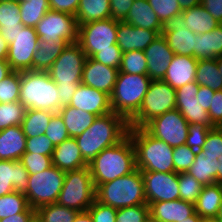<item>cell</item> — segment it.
Masks as SVG:
<instances>
[{
    "mask_svg": "<svg viewBox=\"0 0 222 222\" xmlns=\"http://www.w3.org/2000/svg\"><path fill=\"white\" fill-rule=\"evenodd\" d=\"M129 130V122L113 111L97 116L92 125L75 137L84 161L89 164L104 149L122 141Z\"/></svg>",
    "mask_w": 222,
    "mask_h": 222,
    "instance_id": "cell-1",
    "label": "cell"
},
{
    "mask_svg": "<svg viewBox=\"0 0 222 222\" xmlns=\"http://www.w3.org/2000/svg\"><path fill=\"white\" fill-rule=\"evenodd\" d=\"M95 188L134 172L136 167L135 148L129 135L118 144L104 149L88 164Z\"/></svg>",
    "mask_w": 222,
    "mask_h": 222,
    "instance_id": "cell-2",
    "label": "cell"
},
{
    "mask_svg": "<svg viewBox=\"0 0 222 222\" xmlns=\"http://www.w3.org/2000/svg\"><path fill=\"white\" fill-rule=\"evenodd\" d=\"M128 135L135 148L136 167L141 172H175L174 148L153 137L144 127L129 128Z\"/></svg>",
    "mask_w": 222,
    "mask_h": 222,
    "instance_id": "cell-3",
    "label": "cell"
},
{
    "mask_svg": "<svg viewBox=\"0 0 222 222\" xmlns=\"http://www.w3.org/2000/svg\"><path fill=\"white\" fill-rule=\"evenodd\" d=\"M60 101L57 85L48 72L21 71L19 102L26 109L57 113L61 109Z\"/></svg>",
    "mask_w": 222,
    "mask_h": 222,
    "instance_id": "cell-4",
    "label": "cell"
},
{
    "mask_svg": "<svg viewBox=\"0 0 222 222\" xmlns=\"http://www.w3.org/2000/svg\"><path fill=\"white\" fill-rule=\"evenodd\" d=\"M96 200L115 209L147 204L142 172H134L96 187Z\"/></svg>",
    "mask_w": 222,
    "mask_h": 222,
    "instance_id": "cell-5",
    "label": "cell"
},
{
    "mask_svg": "<svg viewBox=\"0 0 222 222\" xmlns=\"http://www.w3.org/2000/svg\"><path fill=\"white\" fill-rule=\"evenodd\" d=\"M150 82L148 75L119 72L110 95L112 111L129 121L139 111Z\"/></svg>",
    "mask_w": 222,
    "mask_h": 222,
    "instance_id": "cell-6",
    "label": "cell"
},
{
    "mask_svg": "<svg viewBox=\"0 0 222 222\" xmlns=\"http://www.w3.org/2000/svg\"><path fill=\"white\" fill-rule=\"evenodd\" d=\"M95 190L89 166L67 171L56 203L78 212H84L95 201Z\"/></svg>",
    "mask_w": 222,
    "mask_h": 222,
    "instance_id": "cell-7",
    "label": "cell"
},
{
    "mask_svg": "<svg viewBox=\"0 0 222 222\" xmlns=\"http://www.w3.org/2000/svg\"><path fill=\"white\" fill-rule=\"evenodd\" d=\"M176 109V90L163 80H151L139 111L128 121L129 128H142L153 118Z\"/></svg>",
    "mask_w": 222,
    "mask_h": 222,
    "instance_id": "cell-8",
    "label": "cell"
},
{
    "mask_svg": "<svg viewBox=\"0 0 222 222\" xmlns=\"http://www.w3.org/2000/svg\"><path fill=\"white\" fill-rule=\"evenodd\" d=\"M65 173L52 165L36 174H29L28 189L24 193L29 206L36 210L41 206L56 203L63 187Z\"/></svg>",
    "mask_w": 222,
    "mask_h": 222,
    "instance_id": "cell-9",
    "label": "cell"
},
{
    "mask_svg": "<svg viewBox=\"0 0 222 222\" xmlns=\"http://www.w3.org/2000/svg\"><path fill=\"white\" fill-rule=\"evenodd\" d=\"M118 20L108 18L78 24V40L87 57L105 49H121L117 45Z\"/></svg>",
    "mask_w": 222,
    "mask_h": 222,
    "instance_id": "cell-10",
    "label": "cell"
},
{
    "mask_svg": "<svg viewBox=\"0 0 222 222\" xmlns=\"http://www.w3.org/2000/svg\"><path fill=\"white\" fill-rule=\"evenodd\" d=\"M86 58L77 42L68 44L47 72L57 86H79Z\"/></svg>",
    "mask_w": 222,
    "mask_h": 222,
    "instance_id": "cell-11",
    "label": "cell"
},
{
    "mask_svg": "<svg viewBox=\"0 0 222 222\" xmlns=\"http://www.w3.org/2000/svg\"><path fill=\"white\" fill-rule=\"evenodd\" d=\"M43 41H64L69 44L78 40V23L74 15L49 10L35 27Z\"/></svg>",
    "mask_w": 222,
    "mask_h": 222,
    "instance_id": "cell-12",
    "label": "cell"
},
{
    "mask_svg": "<svg viewBox=\"0 0 222 222\" xmlns=\"http://www.w3.org/2000/svg\"><path fill=\"white\" fill-rule=\"evenodd\" d=\"M189 123L178 109L167 111L149 121L144 128L155 138L163 140L172 148L184 145Z\"/></svg>",
    "mask_w": 222,
    "mask_h": 222,
    "instance_id": "cell-13",
    "label": "cell"
},
{
    "mask_svg": "<svg viewBox=\"0 0 222 222\" xmlns=\"http://www.w3.org/2000/svg\"><path fill=\"white\" fill-rule=\"evenodd\" d=\"M39 37L35 28L24 26L9 44L6 61L13 71H33V56L38 47Z\"/></svg>",
    "mask_w": 222,
    "mask_h": 222,
    "instance_id": "cell-14",
    "label": "cell"
},
{
    "mask_svg": "<svg viewBox=\"0 0 222 222\" xmlns=\"http://www.w3.org/2000/svg\"><path fill=\"white\" fill-rule=\"evenodd\" d=\"M147 205L180 199L178 173L142 172Z\"/></svg>",
    "mask_w": 222,
    "mask_h": 222,
    "instance_id": "cell-15",
    "label": "cell"
},
{
    "mask_svg": "<svg viewBox=\"0 0 222 222\" xmlns=\"http://www.w3.org/2000/svg\"><path fill=\"white\" fill-rule=\"evenodd\" d=\"M161 34L176 55L196 58V34L186 28L182 13L167 20Z\"/></svg>",
    "mask_w": 222,
    "mask_h": 222,
    "instance_id": "cell-16",
    "label": "cell"
},
{
    "mask_svg": "<svg viewBox=\"0 0 222 222\" xmlns=\"http://www.w3.org/2000/svg\"><path fill=\"white\" fill-rule=\"evenodd\" d=\"M199 85L193 81L176 90V109L182 114L189 124L203 125L214 128L208 111L202 108L197 95Z\"/></svg>",
    "mask_w": 222,
    "mask_h": 222,
    "instance_id": "cell-17",
    "label": "cell"
},
{
    "mask_svg": "<svg viewBox=\"0 0 222 222\" xmlns=\"http://www.w3.org/2000/svg\"><path fill=\"white\" fill-rule=\"evenodd\" d=\"M69 106L96 116L112 112L109 94L83 84H79Z\"/></svg>",
    "mask_w": 222,
    "mask_h": 222,
    "instance_id": "cell-18",
    "label": "cell"
},
{
    "mask_svg": "<svg viewBox=\"0 0 222 222\" xmlns=\"http://www.w3.org/2000/svg\"><path fill=\"white\" fill-rule=\"evenodd\" d=\"M119 69L109 67L87 57L83 66L81 84L112 94Z\"/></svg>",
    "mask_w": 222,
    "mask_h": 222,
    "instance_id": "cell-19",
    "label": "cell"
},
{
    "mask_svg": "<svg viewBox=\"0 0 222 222\" xmlns=\"http://www.w3.org/2000/svg\"><path fill=\"white\" fill-rule=\"evenodd\" d=\"M147 75L151 80H163L175 53L160 34L145 50Z\"/></svg>",
    "mask_w": 222,
    "mask_h": 222,
    "instance_id": "cell-20",
    "label": "cell"
},
{
    "mask_svg": "<svg viewBox=\"0 0 222 222\" xmlns=\"http://www.w3.org/2000/svg\"><path fill=\"white\" fill-rule=\"evenodd\" d=\"M162 31H154L132 26L125 21H118L117 45L122 53L133 50L144 51Z\"/></svg>",
    "mask_w": 222,
    "mask_h": 222,
    "instance_id": "cell-21",
    "label": "cell"
},
{
    "mask_svg": "<svg viewBox=\"0 0 222 222\" xmlns=\"http://www.w3.org/2000/svg\"><path fill=\"white\" fill-rule=\"evenodd\" d=\"M29 173L20 160H0V196L13 191L25 193Z\"/></svg>",
    "mask_w": 222,
    "mask_h": 222,
    "instance_id": "cell-22",
    "label": "cell"
},
{
    "mask_svg": "<svg viewBox=\"0 0 222 222\" xmlns=\"http://www.w3.org/2000/svg\"><path fill=\"white\" fill-rule=\"evenodd\" d=\"M198 60L187 55H174L163 78L167 84L177 90L187 83L195 81Z\"/></svg>",
    "mask_w": 222,
    "mask_h": 222,
    "instance_id": "cell-23",
    "label": "cell"
},
{
    "mask_svg": "<svg viewBox=\"0 0 222 222\" xmlns=\"http://www.w3.org/2000/svg\"><path fill=\"white\" fill-rule=\"evenodd\" d=\"M195 213V205L181 199L149 204V214L159 222H181Z\"/></svg>",
    "mask_w": 222,
    "mask_h": 222,
    "instance_id": "cell-24",
    "label": "cell"
},
{
    "mask_svg": "<svg viewBox=\"0 0 222 222\" xmlns=\"http://www.w3.org/2000/svg\"><path fill=\"white\" fill-rule=\"evenodd\" d=\"M52 165L64 172L88 166L81 155L77 141L72 137L55 146Z\"/></svg>",
    "mask_w": 222,
    "mask_h": 222,
    "instance_id": "cell-25",
    "label": "cell"
},
{
    "mask_svg": "<svg viewBox=\"0 0 222 222\" xmlns=\"http://www.w3.org/2000/svg\"><path fill=\"white\" fill-rule=\"evenodd\" d=\"M21 125L0 130V160H20L26 149Z\"/></svg>",
    "mask_w": 222,
    "mask_h": 222,
    "instance_id": "cell-26",
    "label": "cell"
},
{
    "mask_svg": "<svg viewBox=\"0 0 222 222\" xmlns=\"http://www.w3.org/2000/svg\"><path fill=\"white\" fill-rule=\"evenodd\" d=\"M123 21L132 26L154 31H162L163 27L147 0H133V4Z\"/></svg>",
    "mask_w": 222,
    "mask_h": 222,
    "instance_id": "cell-27",
    "label": "cell"
},
{
    "mask_svg": "<svg viewBox=\"0 0 222 222\" xmlns=\"http://www.w3.org/2000/svg\"><path fill=\"white\" fill-rule=\"evenodd\" d=\"M222 202V184L204 185L195 204L201 218H216Z\"/></svg>",
    "mask_w": 222,
    "mask_h": 222,
    "instance_id": "cell-28",
    "label": "cell"
},
{
    "mask_svg": "<svg viewBox=\"0 0 222 222\" xmlns=\"http://www.w3.org/2000/svg\"><path fill=\"white\" fill-rule=\"evenodd\" d=\"M68 44L64 41L39 39L37 50L33 56V71L47 72Z\"/></svg>",
    "mask_w": 222,
    "mask_h": 222,
    "instance_id": "cell-29",
    "label": "cell"
},
{
    "mask_svg": "<svg viewBox=\"0 0 222 222\" xmlns=\"http://www.w3.org/2000/svg\"><path fill=\"white\" fill-rule=\"evenodd\" d=\"M222 56V24L212 31L196 34V59H215Z\"/></svg>",
    "mask_w": 222,
    "mask_h": 222,
    "instance_id": "cell-30",
    "label": "cell"
},
{
    "mask_svg": "<svg viewBox=\"0 0 222 222\" xmlns=\"http://www.w3.org/2000/svg\"><path fill=\"white\" fill-rule=\"evenodd\" d=\"M58 113L63 118L69 136L72 138H75L76 136L85 132L97 117L94 114L82 111L69 105L63 106Z\"/></svg>",
    "mask_w": 222,
    "mask_h": 222,
    "instance_id": "cell-31",
    "label": "cell"
},
{
    "mask_svg": "<svg viewBox=\"0 0 222 222\" xmlns=\"http://www.w3.org/2000/svg\"><path fill=\"white\" fill-rule=\"evenodd\" d=\"M75 17L78 24L111 18L110 0H80Z\"/></svg>",
    "mask_w": 222,
    "mask_h": 222,
    "instance_id": "cell-32",
    "label": "cell"
},
{
    "mask_svg": "<svg viewBox=\"0 0 222 222\" xmlns=\"http://www.w3.org/2000/svg\"><path fill=\"white\" fill-rule=\"evenodd\" d=\"M182 14L186 28L195 34L210 32L220 25L202 5L184 10Z\"/></svg>",
    "mask_w": 222,
    "mask_h": 222,
    "instance_id": "cell-33",
    "label": "cell"
},
{
    "mask_svg": "<svg viewBox=\"0 0 222 222\" xmlns=\"http://www.w3.org/2000/svg\"><path fill=\"white\" fill-rule=\"evenodd\" d=\"M202 151L205 160L210 165V175L217 183V170H220V156L222 155V127L209 130Z\"/></svg>",
    "mask_w": 222,
    "mask_h": 222,
    "instance_id": "cell-34",
    "label": "cell"
},
{
    "mask_svg": "<svg viewBox=\"0 0 222 222\" xmlns=\"http://www.w3.org/2000/svg\"><path fill=\"white\" fill-rule=\"evenodd\" d=\"M54 112L38 109H26L21 127L26 138L45 134Z\"/></svg>",
    "mask_w": 222,
    "mask_h": 222,
    "instance_id": "cell-35",
    "label": "cell"
},
{
    "mask_svg": "<svg viewBox=\"0 0 222 222\" xmlns=\"http://www.w3.org/2000/svg\"><path fill=\"white\" fill-rule=\"evenodd\" d=\"M195 82L214 91L222 90V76L216 58L198 60Z\"/></svg>",
    "mask_w": 222,
    "mask_h": 222,
    "instance_id": "cell-36",
    "label": "cell"
},
{
    "mask_svg": "<svg viewBox=\"0 0 222 222\" xmlns=\"http://www.w3.org/2000/svg\"><path fill=\"white\" fill-rule=\"evenodd\" d=\"M19 9L22 24L35 28L46 12L50 10L49 0L19 1Z\"/></svg>",
    "mask_w": 222,
    "mask_h": 222,
    "instance_id": "cell-37",
    "label": "cell"
},
{
    "mask_svg": "<svg viewBox=\"0 0 222 222\" xmlns=\"http://www.w3.org/2000/svg\"><path fill=\"white\" fill-rule=\"evenodd\" d=\"M36 213L42 222H74L78 211L53 203L39 207Z\"/></svg>",
    "mask_w": 222,
    "mask_h": 222,
    "instance_id": "cell-38",
    "label": "cell"
},
{
    "mask_svg": "<svg viewBox=\"0 0 222 222\" xmlns=\"http://www.w3.org/2000/svg\"><path fill=\"white\" fill-rule=\"evenodd\" d=\"M28 207L29 204L24 193L13 191L0 196V220L23 213Z\"/></svg>",
    "mask_w": 222,
    "mask_h": 222,
    "instance_id": "cell-39",
    "label": "cell"
},
{
    "mask_svg": "<svg viewBox=\"0 0 222 222\" xmlns=\"http://www.w3.org/2000/svg\"><path fill=\"white\" fill-rule=\"evenodd\" d=\"M25 112V106L19 101L0 103V130L21 125Z\"/></svg>",
    "mask_w": 222,
    "mask_h": 222,
    "instance_id": "cell-40",
    "label": "cell"
},
{
    "mask_svg": "<svg viewBox=\"0 0 222 222\" xmlns=\"http://www.w3.org/2000/svg\"><path fill=\"white\" fill-rule=\"evenodd\" d=\"M119 72L147 75V62L144 51L133 50L122 53Z\"/></svg>",
    "mask_w": 222,
    "mask_h": 222,
    "instance_id": "cell-41",
    "label": "cell"
},
{
    "mask_svg": "<svg viewBox=\"0 0 222 222\" xmlns=\"http://www.w3.org/2000/svg\"><path fill=\"white\" fill-rule=\"evenodd\" d=\"M178 183L180 199L195 205L204 185L188 172L178 173Z\"/></svg>",
    "mask_w": 222,
    "mask_h": 222,
    "instance_id": "cell-42",
    "label": "cell"
},
{
    "mask_svg": "<svg viewBox=\"0 0 222 222\" xmlns=\"http://www.w3.org/2000/svg\"><path fill=\"white\" fill-rule=\"evenodd\" d=\"M21 72L13 71L0 81V103L19 101Z\"/></svg>",
    "mask_w": 222,
    "mask_h": 222,
    "instance_id": "cell-43",
    "label": "cell"
},
{
    "mask_svg": "<svg viewBox=\"0 0 222 222\" xmlns=\"http://www.w3.org/2000/svg\"><path fill=\"white\" fill-rule=\"evenodd\" d=\"M187 172L203 185L216 183L210 175V165L208 161L205 160V155L202 150L197 151L195 160Z\"/></svg>",
    "mask_w": 222,
    "mask_h": 222,
    "instance_id": "cell-44",
    "label": "cell"
},
{
    "mask_svg": "<svg viewBox=\"0 0 222 222\" xmlns=\"http://www.w3.org/2000/svg\"><path fill=\"white\" fill-rule=\"evenodd\" d=\"M153 11L164 24L175 15L181 14L183 11L179 6L178 0H147Z\"/></svg>",
    "mask_w": 222,
    "mask_h": 222,
    "instance_id": "cell-45",
    "label": "cell"
},
{
    "mask_svg": "<svg viewBox=\"0 0 222 222\" xmlns=\"http://www.w3.org/2000/svg\"><path fill=\"white\" fill-rule=\"evenodd\" d=\"M197 151L186 144L173 149V164L176 173L187 172L193 164Z\"/></svg>",
    "mask_w": 222,
    "mask_h": 222,
    "instance_id": "cell-46",
    "label": "cell"
},
{
    "mask_svg": "<svg viewBox=\"0 0 222 222\" xmlns=\"http://www.w3.org/2000/svg\"><path fill=\"white\" fill-rule=\"evenodd\" d=\"M22 23L18 1H0V27L18 26Z\"/></svg>",
    "mask_w": 222,
    "mask_h": 222,
    "instance_id": "cell-47",
    "label": "cell"
},
{
    "mask_svg": "<svg viewBox=\"0 0 222 222\" xmlns=\"http://www.w3.org/2000/svg\"><path fill=\"white\" fill-rule=\"evenodd\" d=\"M45 135L50 139L54 146L61 144L66 139L70 138L63 118L58 112L51 116Z\"/></svg>",
    "mask_w": 222,
    "mask_h": 222,
    "instance_id": "cell-48",
    "label": "cell"
},
{
    "mask_svg": "<svg viewBox=\"0 0 222 222\" xmlns=\"http://www.w3.org/2000/svg\"><path fill=\"white\" fill-rule=\"evenodd\" d=\"M148 216L149 205H134L117 209L116 222H143Z\"/></svg>",
    "mask_w": 222,
    "mask_h": 222,
    "instance_id": "cell-49",
    "label": "cell"
},
{
    "mask_svg": "<svg viewBox=\"0 0 222 222\" xmlns=\"http://www.w3.org/2000/svg\"><path fill=\"white\" fill-rule=\"evenodd\" d=\"M29 174H36L52 166V156L24 153L20 159Z\"/></svg>",
    "mask_w": 222,
    "mask_h": 222,
    "instance_id": "cell-50",
    "label": "cell"
},
{
    "mask_svg": "<svg viewBox=\"0 0 222 222\" xmlns=\"http://www.w3.org/2000/svg\"><path fill=\"white\" fill-rule=\"evenodd\" d=\"M55 146L50 139L45 135H39L32 138H27L25 153H34L45 156H52Z\"/></svg>",
    "mask_w": 222,
    "mask_h": 222,
    "instance_id": "cell-51",
    "label": "cell"
},
{
    "mask_svg": "<svg viewBox=\"0 0 222 222\" xmlns=\"http://www.w3.org/2000/svg\"><path fill=\"white\" fill-rule=\"evenodd\" d=\"M93 222H116L117 209L95 201L87 210Z\"/></svg>",
    "mask_w": 222,
    "mask_h": 222,
    "instance_id": "cell-52",
    "label": "cell"
},
{
    "mask_svg": "<svg viewBox=\"0 0 222 222\" xmlns=\"http://www.w3.org/2000/svg\"><path fill=\"white\" fill-rule=\"evenodd\" d=\"M210 129L211 128L203 125L189 124L185 144L196 151L202 150Z\"/></svg>",
    "mask_w": 222,
    "mask_h": 222,
    "instance_id": "cell-53",
    "label": "cell"
},
{
    "mask_svg": "<svg viewBox=\"0 0 222 222\" xmlns=\"http://www.w3.org/2000/svg\"><path fill=\"white\" fill-rule=\"evenodd\" d=\"M91 58L103 65L119 69L122 59V51L121 49H105L95 53Z\"/></svg>",
    "mask_w": 222,
    "mask_h": 222,
    "instance_id": "cell-54",
    "label": "cell"
},
{
    "mask_svg": "<svg viewBox=\"0 0 222 222\" xmlns=\"http://www.w3.org/2000/svg\"><path fill=\"white\" fill-rule=\"evenodd\" d=\"M208 115L214 127H222V90L215 91Z\"/></svg>",
    "mask_w": 222,
    "mask_h": 222,
    "instance_id": "cell-55",
    "label": "cell"
},
{
    "mask_svg": "<svg viewBox=\"0 0 222 222\" xmlns=\"http://www.w3.org/2000/svg\"><path fill=\"white\" fill-rule=\"evenodd\" d=\"M132 4L133 0H110L111 18L123 21Z\"/></svg>",
    "mask_w": 222,
    "mask_h": 222,
    "instance_id": "cell-56",
    "label": "cell"
},
{
    "mask_svg": "<svg viewBox=\"0 0 222 222\" xmlns=\"http://www.w3.org/2000/svg\"><path fill=\"white\" fill-rule=\"evenodd\" d=\"M80 0H49L50 10L76 15Z\"/></svg>",
    "mask_w": 222,
    "mask_h": 222,
    "instance_id": "cell-57",
    "label": "cell"
},
{
    "mask_svg": "<svg viewBox=\"0 0 222 222\" xmlns=\"http://www.w3.org/2000/svg\"><path fill=\"white\" fill-rule=\"evenodd\" d=\"M201 5L220 24H222V0H201Z\"/></svg>",
    "mask_w": 222,
    "mask_h": 222,
    "instance_id": "cell-58",
    "label": "cell"
},
{
    "mask_svg": "<svg viewBox=\"0 0 222 222\" xmlns=\"http://www.w3.org/2000/svg\"><path fill=\"white\" fill-rule=\"evenodd\" d=\"M214 93V90L206 86H199L197 95H199V102L201 103V106L204 108V110H209Z\"/></svg>",
    "mask_w": 222,
    "mask_h": 222,
    "instance_id": "cell-59",
    "label": "cell"
},
{
    "mask_svg": "<svg viewBox=\"0 0 222 222\" xmlns=\"http://www.w3.org/2000/svg\"><path fill=\"white\" fill-rule=\"evenodd\" d=\"M78 86H57L58 93L61 96L60 107L69 105L70 101L76 92Z\"/></svg>",
    "mask_w": 222,
    "mask_h": 222,
    "instance_id": "cell-60",
    "label": "cell"
},
{
    "mask_svg": "<svg viewBox=\"0 0 222 222\" xmlns=\"http://www.w3.org/2000/svg\"><path fill=\"white\" fill-rule=\"evenodd\" d=\"M24 25L20 23L18 26L0 27V35L7 41L8 44L14 42V38Z\"/></svg>",
    "mask_w": 222,
    "mask_h": 222,
    "instance_id": "cell-61",
    "label": "cell"
},
{
    "mask_svg": "<svg viewBox=\"0 0 222 222\" xmlns=\"http://www.w3.org/2000/svg\"><path fill=\"white\" fill-rule=\"evenodd\" d=\"M35 213L36 210L29 206L23 213L3 218L0 222H28Z\"/></svg>",
    "mask_w": 222,
    "mask_h": 222,
    "instance_id": "cell-62",
    "label": "cell"
},
{
    "mask_svg": "<svg viewBox=\"0 0 222 222\" xmlns=\"http://www.w3.org/2000/svg\"><path fill=\"white\" fill-rule=\"evenodd\" d=\"M13 70L6 60H0V81L9 76Z\"/></svg>",
    "mask_w": 222,
    "mask_h": 222,
    "instance_id": "cell-63",
    "label": "cell"
},
{
    "mask_svg": "<svg viewBox=\"0 0 222 222\" xmlns=\"http://www.w3.org/2000/svg\"><path fill=\"white\" fill-rule=\"evenodd\" d=\"M182 11L201 5V0H178Z\"/></svg>",
    "mask_w": 222,
    "mask_h": 222,
    "instance_id": "cell-64",
    "label": "cell"
},
{
    "mask_svg": "<svg viewBox=\"0 0 222 222\" xmlns=\"http://www.w3.org/2000/svg\"><path fill=\"white\" fill-rule=\"evenodd\" d=\"M9 44L7 41L0 35V60H6L8 55Z\"/></svg>",
    "mask_w": 222,
    "mask_h": 222,
    "instance_id": "cell-65",
    "label": "cell"
},
{
    "mask_svg": "<svg viewBox=\"0 0 222 222\" xmlns=\"http://www.w3.org/2000/svg\"><path fill=\"white\" fill-rule=\"evenodd\" d=\"M74 222H93L88 211L78 212Z\"/></svg>",
    "mask_w": 222,
    "mask_h": 222,
    "instance_id": "cell-66",
    "label": "cell"
},
{
    "mask_svg": "<svg viewBox=\"0 0 222 222\" xmlns=\"http://www.w3.org/2000/svg\"><path fill=\"white\" fill-rule=\"evenodd\" d=\"M200 219L201 217L195 212L192 216L182 220L181 222H199Z\"/></svg>",
    "mask_w": 222,
    "mask_h": 222,
    "instance_id": "cell-67",
    "label": "cell"
},
{
    "mask_svg": "<svg viewBox=\"0 0 222 222\" xmlns=\"http://www.w3.org/2000/svg\"><path fill=\"white\" fill-rule=\"evenodd\" d=\"M217 183L222 184V155L220 156V170H217Z\"/></svg>",
    "mask_w": 222,
    "mask_h": 222,
    "instance_id": "cell-68",
    "label": "cell"
},
{
    "mask_svg": "<svg viewBox=\"0 0 222 222\" xmlns=\"http://www.w3.org/2000/svg\"><path fill=\"white\" fill-rule=\"evenodd\" d=\"M28 222H42V219L35 213Z\"/></svg>",
    "mask_w": 222,
    "mask_h": 222,
    "instance_id": "cell-69",
    "label": "cell"
},
{
    "mask_svg": "<svg viewBox=\"0 0 222 222\" xmlns=\"http://www.w3.org/2000/svg\"><path fill=\"white\" fill-rule=\"evenodd\" d=\"M215 219L217 220V222H222V202H221V205L219 207L217 217Z\"/></svg>",
    "mask_w": 222,
    "mask_h": 222,
    "instance_id": "cell-70",
    "label": "cell"
},
{
    "mask_svg": "<svg viewBox=\"0 0 222 222\" xmlns=\"http://www.w3.org/2000/svg\"><path fill=\"white\" fill-rule=\"evenodd\" d=\"M216 60H217L218 70L222 76V56L216 58Z\"/></svg>",
    "mask_w": 222,
    "mask_h": 222,
    "instance_id": "cell-71",
    "label": "cell"
},
{
    "mask_svg": "<svg viewBox=\"0 0 222 222\" xmlns=\"http://www.w3.org/2000/svg\"><path fill=\"white\" fill-rule=\"evenodd\" d=\"M199 222H217L215 218H201Z\"/></svg>",
    "mask_w": 222,
    "mask_h": 222,
    "instance_id": "cell-72",
    "label": "cell"
},
{
    "mask_svg": "<svg viewBox=\"0 0 222 222\" xmlns=\"http://www.w3.org/2000/svg\"><path fill=\"white\" fill-rule=\"evenodd\" d=\"M143 222H159L157 219L153 218L150 214Z\"/></svg>",
    "mask_w": 222,
    "mask_h": 222,
    "instance_id": "cell-73",
    "label": "cell"
},
{
    "mask_svg": "<svg viewBox=\"0 0 222 222\" xmlns=\"http://www.w3.org/2000/svg\"><path fill=\"white\" fill-rule=\"evenodd\" d=\"M0 1H12V0H0ZM14 1H18V0H14Z\"/></svg>",
    "mask_w": 222,
    "mask_h": 222,
    "instance_id": "cell-74",
    "label": "cell"
}]
</instances>
